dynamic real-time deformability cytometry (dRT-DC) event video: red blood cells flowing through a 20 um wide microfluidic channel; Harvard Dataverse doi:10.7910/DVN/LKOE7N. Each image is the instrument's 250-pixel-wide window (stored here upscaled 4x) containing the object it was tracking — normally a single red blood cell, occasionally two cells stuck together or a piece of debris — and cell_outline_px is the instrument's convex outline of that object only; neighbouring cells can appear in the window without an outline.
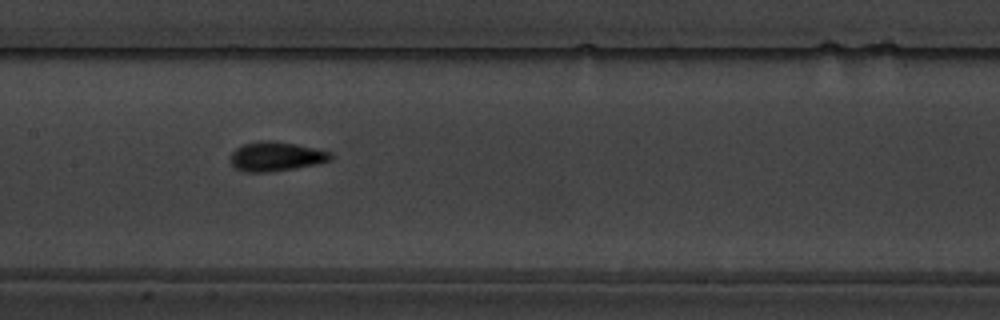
{"species": "common noctule bat (a hibernating species)", "species_latin": "Nyctalus noctula", "temperature_condition": "warm", "stored_images_in_passage": 43, "camera_frame_rate_fps": 3000, "um_per_image_px": 0.085, "animal": {"sex": "male", "body_mass_g": 19.5, "forearm_length_mm": 54.6}, "frame": {"image": 1, "passage_image": 20, "time_ms": 6.333, "image_size_px": [1000, 320], "cell_outline_px": [[332, 160], [316, 164], [296, 168], [272, 172], [244, 172], [236, 168], [228, 160], [232, 152], [236, 148], [244, 144], [260, 140], [276, 140], [296, 144], [332, 152]], "centroid_in_image_um": [23.45, 13.3], "position_along_channel_um": 184.0, "area_um2": 17.4}}
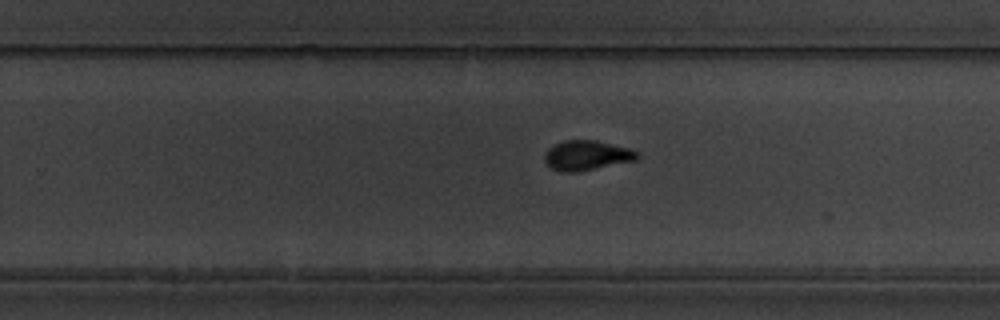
{"frame": {"image": 2, "passage_image": 28, "time_ms": 9.0, "image_size_px": [1000, 320], "cell_outline_px": [[640, 156], [636, 160], [580, 172], [560, 172], [552, 168], [544, 160], [544, 156], [548, 148], [564, 140], [596, 140], [628, 148], [640, 152]], "centroid_in_image_um": [49.89, 13.22], "position_along_channel_um": 279.9, "area_um2": 16.18}}
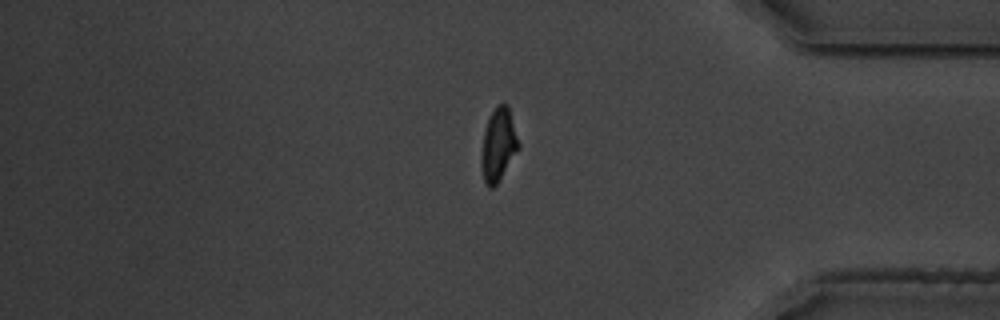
{"frame": {"image": 3, "passage_image": 39, "time_ms": 12.667, "image_size_px": [1000, 320], "cell_outline_px": [[520, 148], [496, 184], [492, 188], [488, 188], [484, 180], [480, 160], [484, 132], [488, 116], [496, 104], [508, 104], [520, 144]], "centroid_in_image_um": [42.36, 12.27], "position_along_channel_um": 392.8, "area_um2": 15.9}}